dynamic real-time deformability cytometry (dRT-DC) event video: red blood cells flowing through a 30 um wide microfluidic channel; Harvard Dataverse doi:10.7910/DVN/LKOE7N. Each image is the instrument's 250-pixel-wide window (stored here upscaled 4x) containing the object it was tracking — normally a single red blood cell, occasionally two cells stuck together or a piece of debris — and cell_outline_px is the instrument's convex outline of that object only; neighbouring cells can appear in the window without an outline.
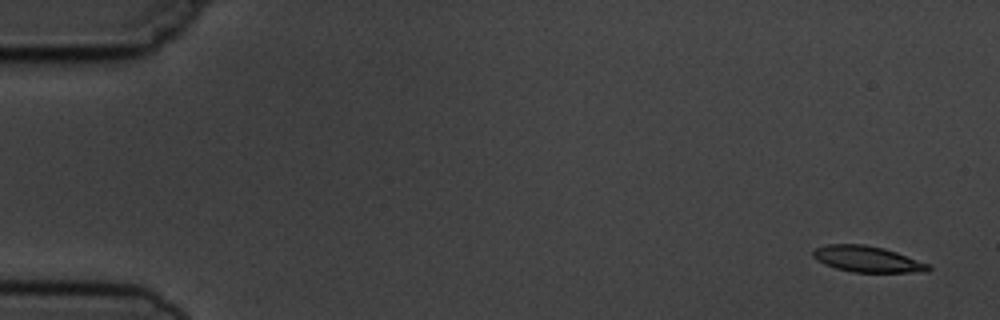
{"species": "common noctule bat (a hibernating species)", "species_latin": "Nyctalus noctula", "temperature_condition": "cold", "stored_images_in_passage": 5, "camera_frame_rate_fps": 3000, "um_per_image_px": 0.085, "animal": {"sex": "male", "body_mass_g": 19.5, "forearm_length_mm": 54.6}, "frame": {"image": 1, "passage_image": 1, "time_ms": 0.0, "image_size_px": [1000, 320], "cell_outline_px": [[932, 268], [928, 272], [852, 272], [836, 268], [824, 264], [816, 260], [812, 256], [812, 252], [816, 248], [828, 244], [864, 244], [884, 248], [896, 252], [928, 264]], "centroid_in_image_um": [73.7, 22.02], "position_along_channel_um": 11.3, "area_um2": 17.46}}
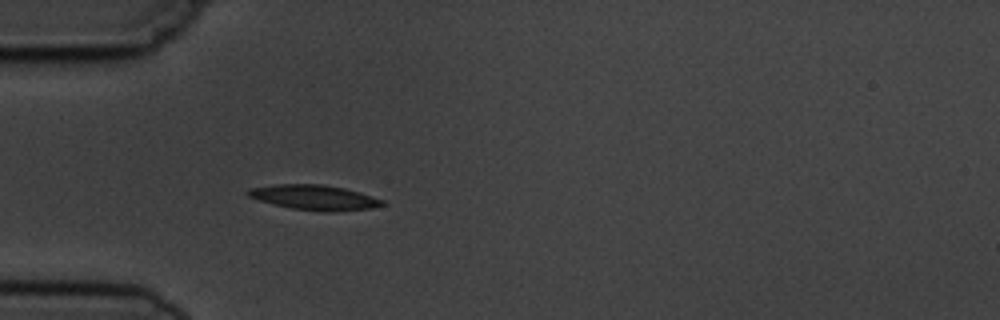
{"frame": {"image": 2, "passage_image": 5, "time_ms": 4.667, "image_size_px": [1000, 320], "cell_outline_px": [[388, 204], [372, 208], [328, 212], [324, 212], [292, 208], [260, 200], [248, 196], [244, 192], [248, 188], [276, 184], [320, 184], [344, 188], [360, 192], [384, 200]], "centroid_in_image_um": [26.74, 16.78], "position_along_channel_um": 58.3, "area_um2": 19.54}}